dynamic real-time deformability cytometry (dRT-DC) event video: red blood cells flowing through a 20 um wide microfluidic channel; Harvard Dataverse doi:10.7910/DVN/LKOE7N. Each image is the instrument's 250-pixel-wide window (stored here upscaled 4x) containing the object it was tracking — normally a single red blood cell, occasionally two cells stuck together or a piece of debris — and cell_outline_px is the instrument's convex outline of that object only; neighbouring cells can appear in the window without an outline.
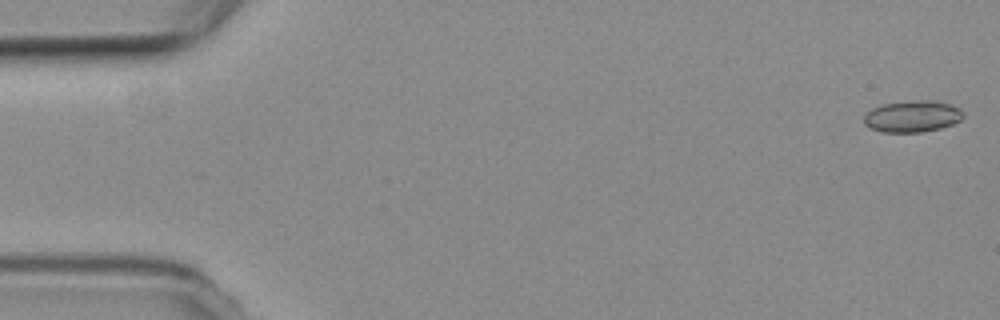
{"species": "common noctule bat (a hibernating species)", "species_latin": "Nyctalus noctula", "temperature_condition": "room temperature", "stored_images_in_passage": 3, "camera_frame_rate_fps": 3000, "um_per_image_px": 0.085, "animal": {"sex": "female", "body_mass_g": 19.3, "forearm_length_mm": 54.1}, "frame": {"image": 1, "passage_image": 1, "time_ms": 0.0, "image_size_px": [1000, 320], "cell_outline_px": [[964, 116], [960, 120], [952, 124], [940, 128], [924, 132], [880, 132], [868, 128], [864, 124], [864, 116], [872, 108], [884, 104], [916, 100], [932, 100], [952, 104], [960, 108], [964, 112]], "centroid_in_image_um": [77.56, 9.89], "position_along_channel_um": 7.4, "area_um2": 18.44}}